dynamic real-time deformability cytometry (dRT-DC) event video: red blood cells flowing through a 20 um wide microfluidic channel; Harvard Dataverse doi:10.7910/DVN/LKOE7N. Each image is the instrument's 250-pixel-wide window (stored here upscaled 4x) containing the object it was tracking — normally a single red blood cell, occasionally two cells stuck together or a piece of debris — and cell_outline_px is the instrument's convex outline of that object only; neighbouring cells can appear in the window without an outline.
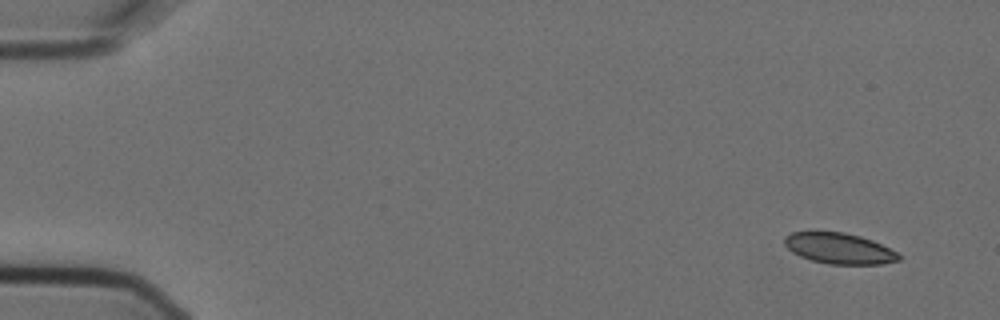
{"species": "Egyptian fruit bat (a non-hibernating species)", "species_latin": "Rousettus aegyptiacus", "temperature_condition": "cold", "stored_images_in_passage": 4, "camera_frame_rate_fps": 3000, "um_per_image_px": 0.085, "animal": {"sex": "female"}, "frame": {"image": 1, "passage_image": 1, "time_ms": 0.0, "image_size_px": [1000, 320], "cell_outline_px": [[900, 260], [880, 264], [828, 264], [812, 260], [800, 256], [792, 252], [784, 244], [784, 236], [792, 232], [844, 232], [860, 236], [872, 240], [896, 252], [900, 256]], "centroid_in_image_um": [71.3, 21.11], "position_along_channel_um": 13.7, "area_um2": 20.35}}
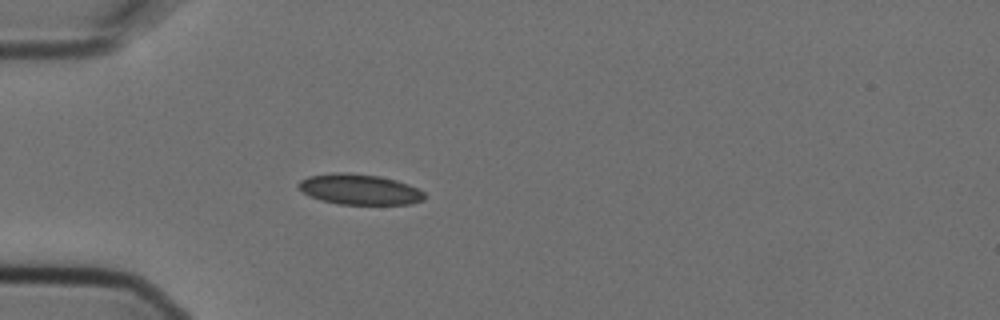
{"frame": {"image": 2, "passage_image": 4, "time_ms": 1.0, "image_size_px": [1000, 320], "cell_outline_px": [[428, 196], [424, 200], [412, 204], [340, 204], [320, 200], [308, 196], [296, 184], [300, 180], [308, 176], [332, 172], [348, 172], [380, 176], [396, 180], [408, 184], [424, 192]], "centroid_in_image_um": [30.56, 16.09], "position_along_channel_um": 54.4, "area_um2": 22.66}}